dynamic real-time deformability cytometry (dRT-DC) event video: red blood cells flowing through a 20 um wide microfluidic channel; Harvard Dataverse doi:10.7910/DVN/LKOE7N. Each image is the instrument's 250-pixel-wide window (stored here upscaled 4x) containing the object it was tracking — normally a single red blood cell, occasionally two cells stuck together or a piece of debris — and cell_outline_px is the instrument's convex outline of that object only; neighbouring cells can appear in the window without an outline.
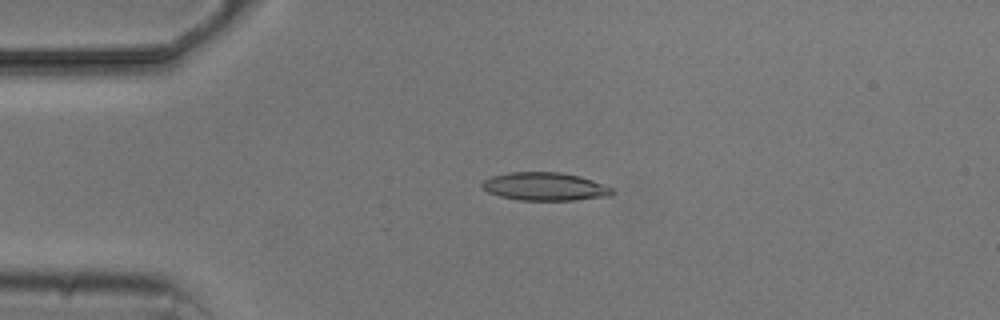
{"species": "common noctule bat (a hibernating species)", "species_latin": "Nyctalus noctula", "temperature_condition": "cold", "stored_images_in_passage": 4, "camera_frame_rate_fps": 3000, "um_per_image_px": 0.085, "animal": {"sex": "male", "body_mass_g": 20.5, "forearm_length_mm": 52.5}, "frame": {"image": 1, "passage_image": 2, "time_ms": 1.0, "image_size_px": [1000, 320], "cell_outline_px": [[616, 192], [608, 196], [576, 200], [520, 200], [500, 196], [488, 192], [480, 184], [484, 180], [492, 176], [512, 172], [560, 172], [580, 176], [592, 180], [612, 188]], "centroid_in_image_um": [46.33, 15.85], "position_along_channel_um": 38.7, "area_um2": 21.21}}
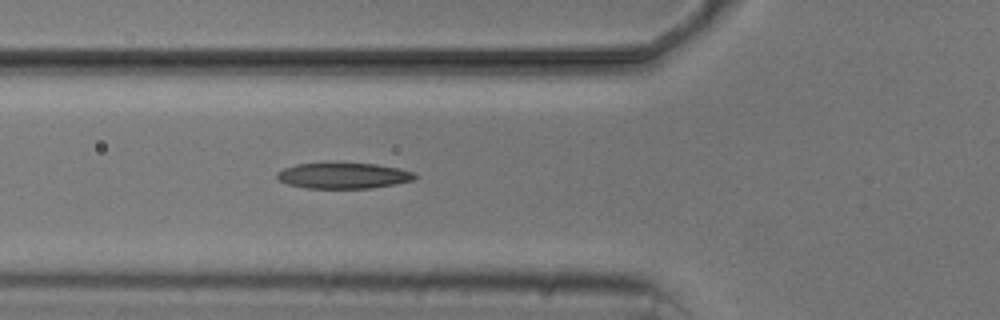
{"frame": {"image": 2, "passage_image": 4, "time_ms": 3.333, "image_size_px": [1000, 320], "cell_outline_px": [[416, 176], [412, 180], [372, 188], [304, 188], [288, 184], [276, 180], [276, 172], [284, 168], [296, 164], [336, 160], [376, 164], [400, 168], [412, 172]], "centroid_in_image_um": [29.09, 14.88], "position_along_channel_um": 96.7, "area_um2": 21.56}}